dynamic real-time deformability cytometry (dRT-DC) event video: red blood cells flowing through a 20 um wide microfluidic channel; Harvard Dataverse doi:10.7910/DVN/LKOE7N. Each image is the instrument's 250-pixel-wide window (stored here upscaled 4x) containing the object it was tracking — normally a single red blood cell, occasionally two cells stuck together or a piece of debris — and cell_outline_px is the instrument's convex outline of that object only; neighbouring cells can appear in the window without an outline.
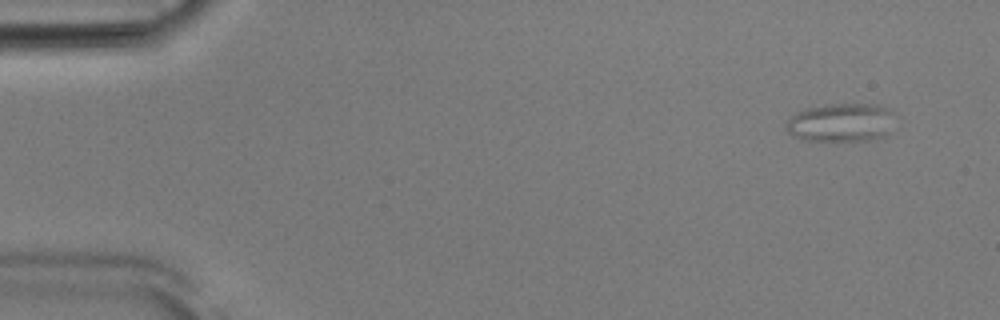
{"species": "Egyptian fruit bat (a non-hibernating species)", "species_latin": "Rousettus aegyptiacus", "temperature_condition": "room temperature", "stored_images_in_passage": 50, "camera_frame_rate_fps": 3000, "um_per_image_px": 0.085, "animal": {"sex": "male"}, "frame": {"image": 1, "passage_image": 1, "time_ms": 0.0, "image_size_px": [1000, 320], "cell_outline_px": [[892, 112], [884, 136], [872, 140], [800, 140], [792, 136], [784, 128], [784, 124], [792, 112], [804, 108], [824, 104], [876, 104], [892, 108]], "centroid_in_image_um": [71.34, 10.39], "position_along_channel_um": 13.7, "area_um2": 24.57}}
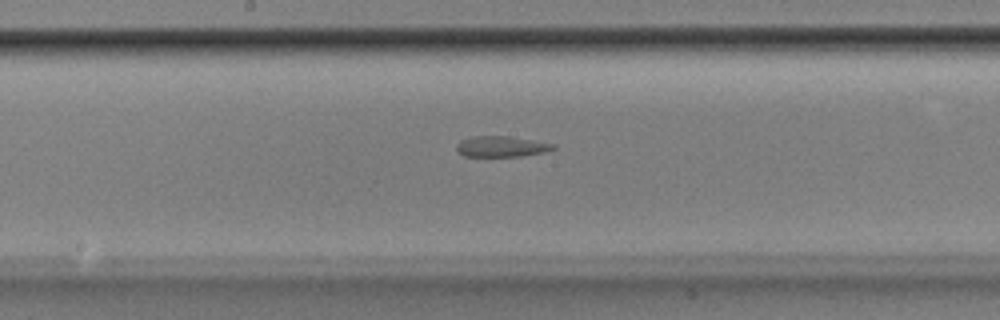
{"frame": {"image": 2, "passage_image": 25, "time_ms": 8.0, "image_size_px": [1000, 320], "cell_outline_px": [[556, 148], [544, 152], [520, 156], [464, 156], [456, 152], [456, 144], [460, 140], [472, 136], [508, 136], [556, 144]], "centroid_in_image_um": [42.58, 12.45], "position_along_channel_um": 205.6, "area_um2": 11.73}}
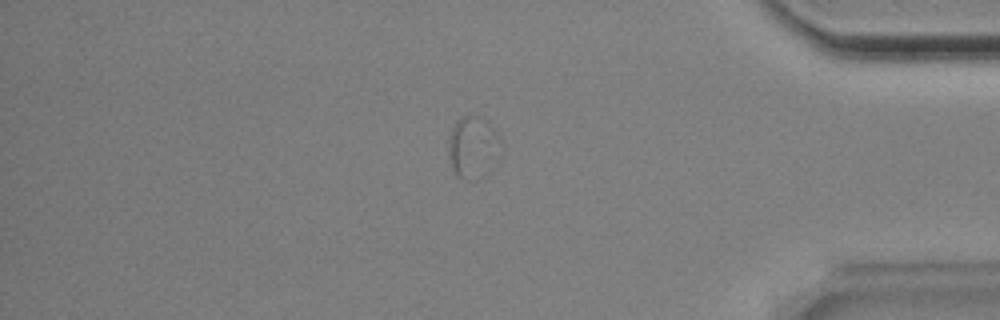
{"frame": {"image": 3, "passage_image": 42, "time_ms": 13.667, "image_size_px": [1000, 320], "cell_outline_px": [[500, 140], [468, 180], [460, 176], [452, 168], [448, 148], [452, 128], [456, 120], [464, 116], [480, 116], [492, 128]], "centroid_in_image_um": [40.0, 12.28], "position_along_channel_um": 395.2, "area_um2": 15.66}, "authors_computed_cell_mechanics": {"area_um2": 15.2303, "velocity_mm_per_s": 3.8273, "shape_relaxation_time_tau1_ms": null, "shape_relaxation_time_tau2_ms": 1.9265, "deformation_change_tau1": null, "deformation_change_tau2": 0.0881}}